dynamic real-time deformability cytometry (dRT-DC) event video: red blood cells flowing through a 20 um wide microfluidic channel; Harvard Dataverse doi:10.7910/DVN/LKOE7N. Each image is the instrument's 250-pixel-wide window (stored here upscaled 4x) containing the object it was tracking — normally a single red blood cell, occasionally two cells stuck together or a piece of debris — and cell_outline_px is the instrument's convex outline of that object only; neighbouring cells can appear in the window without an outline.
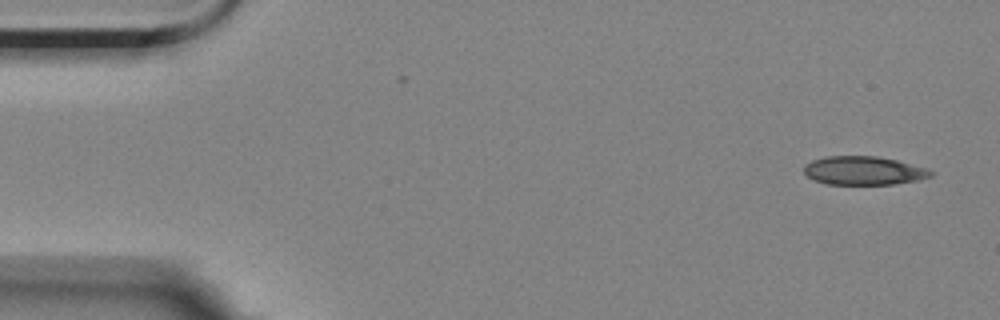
{"species": "Egyptian fruit bat (a non-hibernating species)", "species_latin": "Rousettus aegyptiacus", "temperature_condition": "room temperature", "stored_images_in_passage": 6, "segment_of_instrument_passage": [2, 2], "camera_frame_rate_fps": 3000, "um_per_image_px": 0.085, "animal": {"sex": "female"}, "frame": {"image": 1, "passage_image": 6, "time_ms": 6.667, "image_size_px": [1000, 320], "cell_outline_px": [[936, 172], [932, 176], [920, 180], [896, 184], [828, 184], [816, 180], [808, 176], [804, 172], [804, 164], [812, 160], [828, 156], [876, 156], [896, 160], [928, 168]], "centroid_in_image_um": [73.47, 14.5], "position_along_channel_um": 11.5, "area_um2": 21.21}}